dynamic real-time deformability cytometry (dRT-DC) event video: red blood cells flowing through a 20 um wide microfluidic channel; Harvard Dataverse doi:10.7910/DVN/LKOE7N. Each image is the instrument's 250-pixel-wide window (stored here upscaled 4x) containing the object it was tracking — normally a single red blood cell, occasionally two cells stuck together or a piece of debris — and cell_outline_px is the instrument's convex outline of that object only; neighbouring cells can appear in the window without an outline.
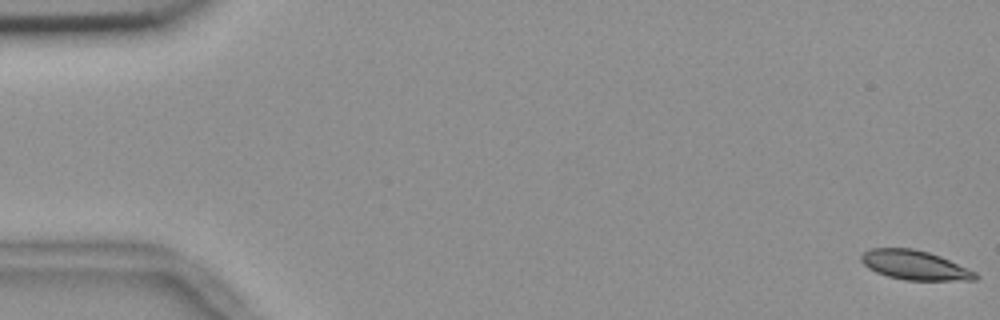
{"species": "common noctule bat (a hibernating species)", "species_latin": "Nyctalus noctula", "temperature_condition": "room temperature", "stored_images_in_passage": 56, "camera_frame_rate_fps": 3000, "um_per_image_px": 0.085, "animal": {"sex": "female", "body_mass_g": 18.4}, "frame": {"image": 1, "passage_image": 1, "time_ms": 0.0, "image_size_px": [1000, 320], "cell_outline_px": [[980, 276], [976, 280], [904, 280], [888, 276], [876, 272], [868, 268], [860, 260], [860, 256], [864, 252], [872, 248], [912, 248], [928, 252], [940, 256], [976, 272]], "centroid_in_image_um": [77.75, 22.54], "position_along_channel_um": 7.3, "area_um2": 19.48}}
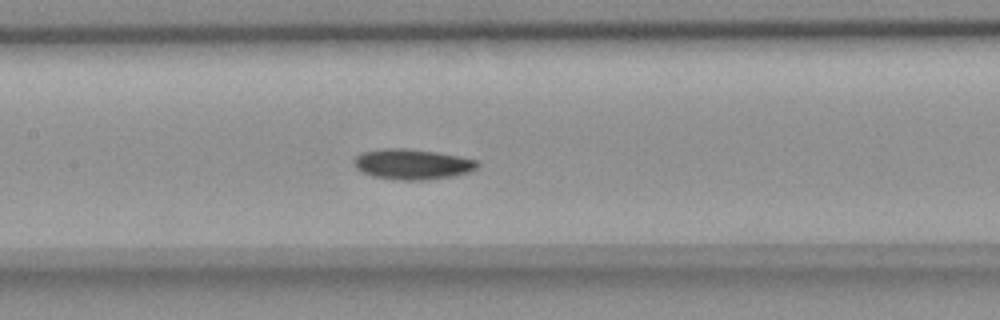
{"frame": {"image": 2, "passage_image": 27, "time_ms": 8.667, "image_size_px": [1000, 320], "cell_outline_px": [[480, 164], [476, 168], [468, 172], [452, 176], [424, 180], [400, 180], [372, 176], [360, 172], [352, 164], [352, 160], [360, 152], [384, 148], [408, 148], [436, 152], [460, 156], [476, 160]], "centroid_in_image_um": [34.98, 13.95], "position_along_channel_um": 172.4, "area_um2": 22.08}}
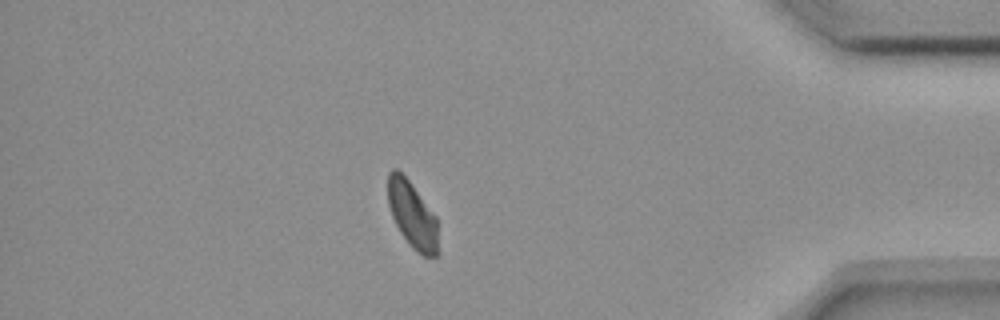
{"frame": {"image": 3, "passage_image": 49, "time_ms": 16.0, "image_size_px": [1000, 320], "cell_outline_px": [[436, 256], [424, 256], [412, 248], [408, 244], [400, 232], [392, 216], [388, 204], [388, 172], [392, 168], [396, 168], [408, 180], [436, 216]], "centroid_in_image_um": [35.0, 18.23], "position_along_channel_um": 400.2, "area_um2": 19.02}, "authors_computed_cell_mechanics": {"area_um2": 20.8658, "velocity_mm_per_s": 3.6379, "shape_relaxation_time_tau1_ms": 6.206, "shape_relaxation_time_tau2_ms": 7.2003, "deformation_change_tau1": 0.1062, "deformation_change_tau2": 0.0778}}